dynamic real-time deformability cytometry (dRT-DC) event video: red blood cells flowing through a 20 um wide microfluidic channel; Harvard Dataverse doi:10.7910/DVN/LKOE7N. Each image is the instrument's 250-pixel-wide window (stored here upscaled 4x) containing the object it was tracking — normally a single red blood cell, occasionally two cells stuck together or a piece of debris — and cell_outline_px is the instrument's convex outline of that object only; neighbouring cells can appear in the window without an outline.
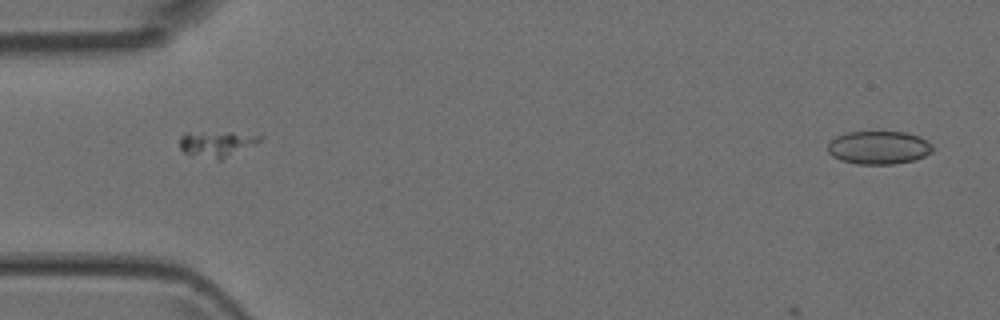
{"species": "Egyptian fruit bat (a non-hibernating species)", "species_latin": "Rousettus aegyptiacus", "temperature_condition": "room temperature", "stored_images_in_passage": 5, "segment_of_instrument_passage": [2, 2], "camera_frame_rate_fps": 3000, "um_per_image_px": 0.085, "animal": {"sex": "female"}, "frame": {"image": 1, "passage_image": 5, "time_ms": 5.333, "image_size_px": [1000, 320], "cell_outline_px": [[936, 148], [932, 152], [916, 160], [892, 164], [856, 164], [840, 160], [832, 156], [828, 152], [828, 144], [836, 136], [848, 132], [904, 132], [920, 136], [932, 144]], "centroid_in_image_um": [74.72, 12.55], "position_along_channel_um": 10.3, "area_um2": 20.46}}